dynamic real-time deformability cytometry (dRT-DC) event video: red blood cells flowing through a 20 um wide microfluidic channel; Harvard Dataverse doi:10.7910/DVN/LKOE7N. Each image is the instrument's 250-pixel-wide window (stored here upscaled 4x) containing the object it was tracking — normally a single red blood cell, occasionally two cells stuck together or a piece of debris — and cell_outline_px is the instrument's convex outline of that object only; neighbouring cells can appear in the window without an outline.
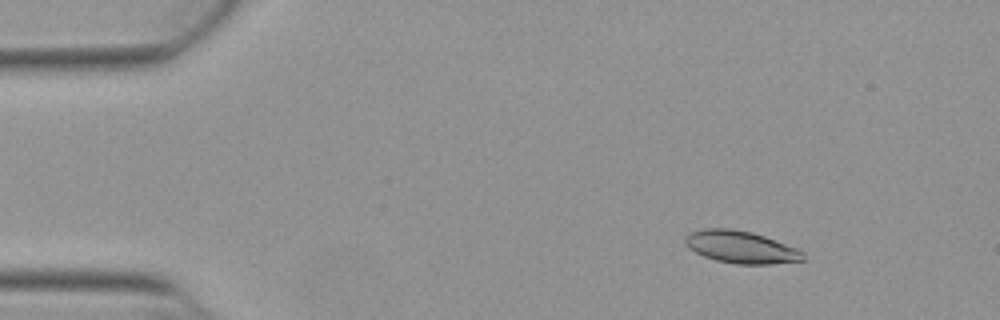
{"species": "Egyptian fruit bat (a non-hibernating species)", "species_latin": "Rousettus aegyptiacus", "temperature_condition": "warm", "stored_images_in_passage": 47, "camera_frame_rate_fps": 3000, "um_per_image_px": 0.085, "animal": {"sex": "female"}, "frame": {"image": 1, "passage_image": 1, "time_ms": 0.0, "image_size_px": [1000, 320], "cell_outline_px": [[804, 260], [772, 264], [736, 264], [716, 260], [704, 256], [688, 248], [684, 244], [684, 236], [692, 232], [704, 228], [732, 228], [752, 232], [764, 236], [796, 248], [804, 252]], "centroid_in_image_um": [62.95, 21.0], "position_along_channel_um": 22.1, "area_um2": 22.2}}
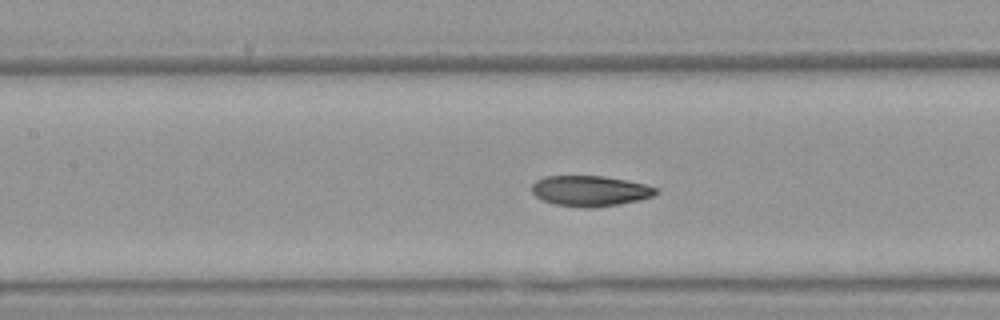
{"frame": {"image": 2, "passage_image": 18, "time_ms": 5.667, "image_size_px": [1000, 320], "cell_outline_px": [[660, 192], [652, 196], [640, 200], [620, 204], [592, 208], [584, 208], [556, 204], [544, 200], [536, 196], [532, 192], [532, 184], [536, 180], [544, 176], [604, 176], [644, 184], [660, 188]], "centroid_in_image_um": [50.19, 16.23], "position_along_channel_um": 157.2, "area_um2": 22.14}}
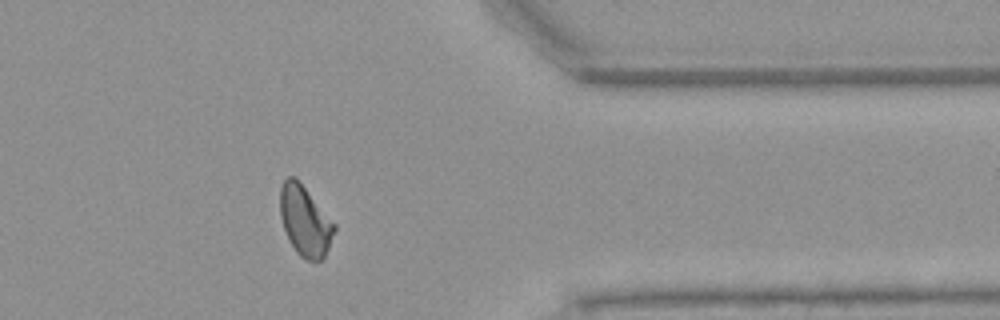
{"frame": {"image": 3, "passage_image": 37, "time_ms": 12.0, "image_size_px": [1000, 320], "cell_outline_px": [[336, 228], [324, 260], [308, 260], [300, 256], [296, 252], [284, 228], [280, 216], [280, 188], [284, 180], [288, 176], [296, 176], [336, 224]], "centroid_in_image_um": [25.94, 18.75], "position_along_channel_um": 385.5, "area_um2": 22.25}, "authors_computed_cell_mechanics": {"area_um2": 22.3108, "velocity_mm_per_s": 3.8482, "shape_relaxation_time_tau1_ms": 5.0601, "shape_relaxation_time_tau2_ms": 1.9765, "deformation_change_tau1": 0.1451, "deformation_change_tau2": 0.0716}}